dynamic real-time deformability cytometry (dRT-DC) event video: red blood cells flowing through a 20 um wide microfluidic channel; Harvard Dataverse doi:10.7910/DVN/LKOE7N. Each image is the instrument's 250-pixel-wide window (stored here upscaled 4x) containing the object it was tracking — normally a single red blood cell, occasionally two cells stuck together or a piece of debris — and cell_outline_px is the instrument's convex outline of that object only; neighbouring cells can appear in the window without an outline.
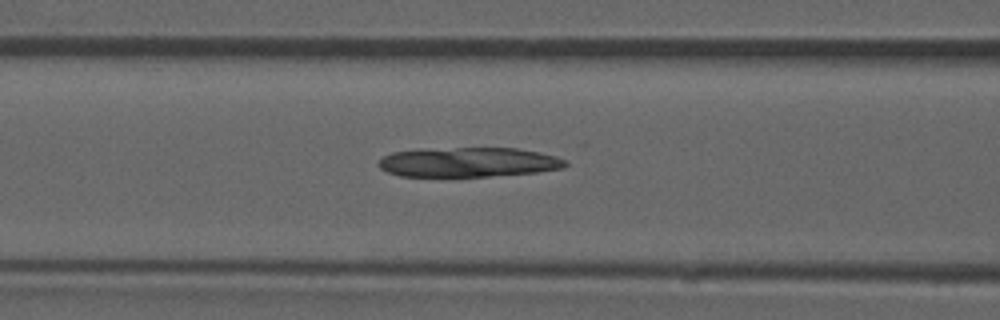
{"species": "common noctule bat (a hibernating species)", "species_latin": "Nyctalus noctula", "temperature_condition": "room temperature", "stored_images_in_passage": 49, "camera_frame_rate_fps": 3000, "um_per_image_px": 0.085, "animal": {"sex": "male", "forearm_length_mm": 52.5}, "frame": {"image": 1, "passage_image": 21, "time_ms": 6.667, "image_size_px": [1000, 320], "cell_outline_px": [[568, 164], [564, 168], [536, 172], [488, 176], [400, 176], [388, 172], [380, 168], [380, 160], [384, 156], [392, 152], [420, 148], [516, 148], [540, 152], [556, 156], [568, 160]], "centroid_in_image_um": [39.84, 13.77], "position_along_channel_um": 126.8, "area_um2": 32.37}}